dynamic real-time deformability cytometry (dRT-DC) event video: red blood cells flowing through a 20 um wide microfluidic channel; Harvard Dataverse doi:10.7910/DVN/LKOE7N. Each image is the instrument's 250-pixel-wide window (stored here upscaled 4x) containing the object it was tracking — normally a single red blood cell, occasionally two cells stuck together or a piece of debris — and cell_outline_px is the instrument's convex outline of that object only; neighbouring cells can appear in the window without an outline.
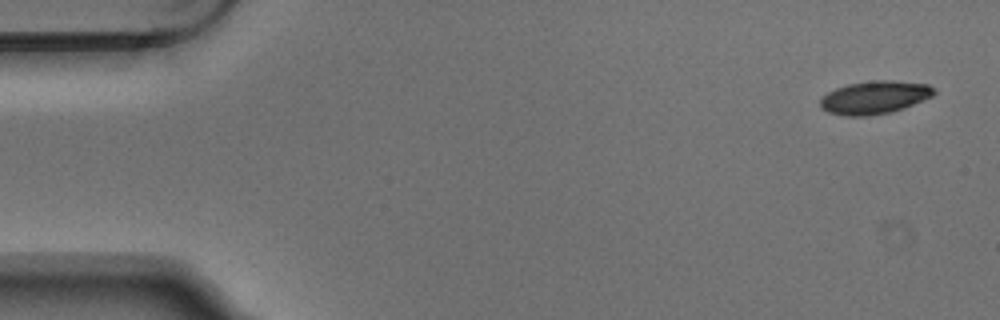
{"species": "Egyptian fruit bat (a non-hibernating species)", "species_latin": "Rousettus aegyptiacus", "temperature_condition": "warm", "stored_images_in_passage": 4, "camera_frame_rate_fps": 3000, "um_per_image_px": 0.085, "animal": {"sex": "male"}, "frame": {"image": 1, "passage_image": 1, "time_ms": 0.0, "image_size_px": [1000, 320], "cell_outline_px": [[936, 92], [932, 96], [904, 108], [892, 112], [868, 116], [848, 116], [828, 112], [820, 108], [820, 100], [828, 92], [836, 88], [848, 84], [872, 80], [892, 80], [928, 84], [936, 88]], "centroid_in_image_um": [74.36, 8.28], "position_along_channel_um": 10.6, "area_um2": 21.96}}
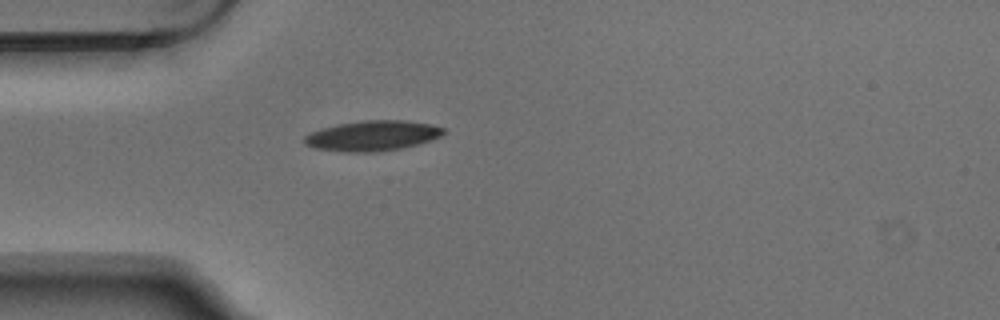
{"frame": {"image": 2, "passage_image": 4, "time_ms": 1.0, "image_size_px": [1000, 320], "cell_outline_px": [[448, 132], [432, 140], [420, 144], [400, 148], [376, 152], [344, 152], [312, 148], [304, 144], [304, 136], [312, 132], [324, 128], [340, 124], [364, 120], [404, 120], [428, 124], [444, 128]], "centroid_in_image_um": [31.68, 11.55], "position_along_channel_um": 53.3, "area_um2": 24.51}}